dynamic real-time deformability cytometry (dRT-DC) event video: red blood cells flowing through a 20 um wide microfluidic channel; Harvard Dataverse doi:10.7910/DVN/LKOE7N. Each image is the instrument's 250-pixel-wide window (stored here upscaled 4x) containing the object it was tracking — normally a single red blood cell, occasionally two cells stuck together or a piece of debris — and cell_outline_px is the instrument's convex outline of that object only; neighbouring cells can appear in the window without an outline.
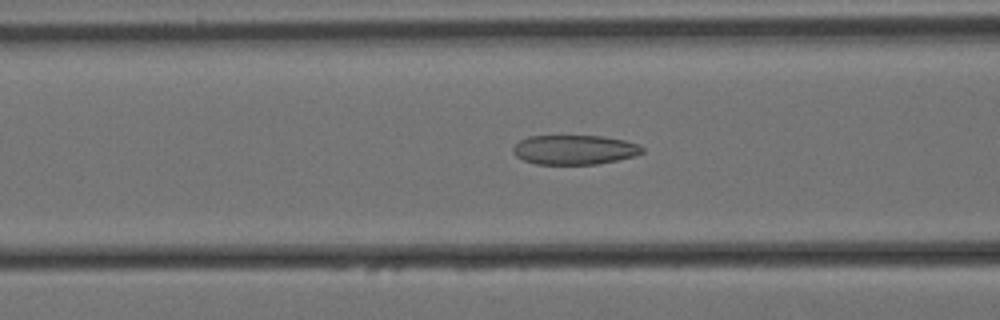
{"species": "Egyptian fruit bat (a non-hibernating species)", "species_latin": "Rousettus aegyptiacus", "temperature_condition": "cold", "stored_images_in_passage": 58, "camera_frame_rate_fps": 3000, "um_per_image_px": 0.085, "animal": {"sex": "female"}, "frame": {"image": 1, "passage_image": 22, "time_ms": 7.0, "image_size_px": [1000, 320], "cell_outline_px": [[644, 152], [636, 156], [596, 164], [536, 164], [524, 160], [516, 156], [512, 152], [512, 148], [520, 140], [528, 136], [604, 136], [624, 140], [640, 144], [644, 148]], "centroid_in_image_um": [48.85, 12.72], "position_along_channel_um": 117.7, "area_um2": 22.31}}
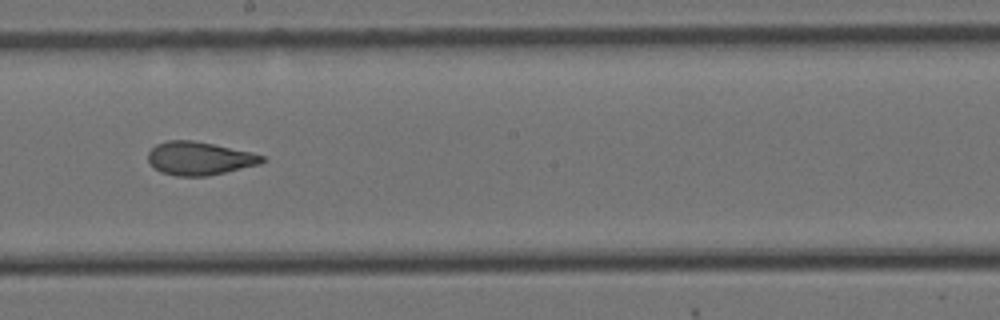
{"frame": {"image": 2, "passage_image": 32, "time_ms": 10.333, "image_size_px": [1000, 320], "cell_outline_px": [[268, 160], [260, 164], [208, 176], [176, 176], [160, 172], [148, 160], [148, 152], [156, 144], [168, 140], [192, 140], [252, 152], [264, 156]], "centroid_in_image_um": [16.97, 13.46], "position_along_channel_um": 231.2, "area_um2": 22.08}}
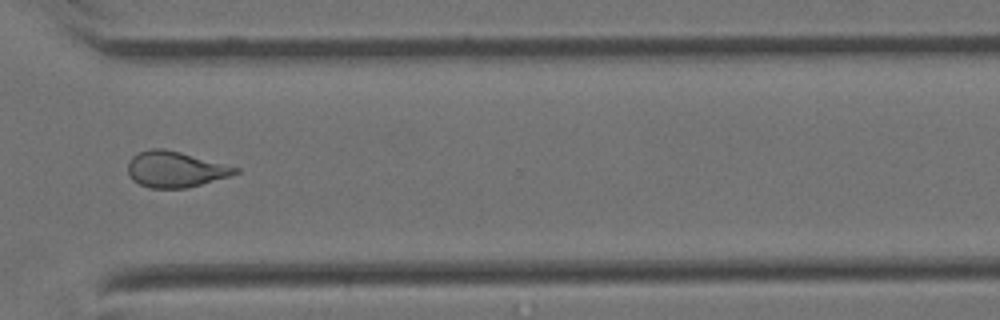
{"frame": {"image": 3, "passage_image": 43, "time_ms": 14.0, "image_size_px": [1000, 320], "cell_outline_px": [[240, 172], [228, 176], [200, 184], [184, 188], [148, 188], [132, 180], [128, 172], [128, 160], [132, 156], [140, 152], [152, 148], [164, 148], [180, 152], [240, 168]], "centroid_in_image_um": [14.86, 14.39], "position_along_channel_um": 355.7, "area_um2": 22.25}, "authors_computed_cell_mechanics": {"area_um2": 23.0044, "velocity_mm_per_s": 3.3934, "shape_relaxation_time_tau1_ms": null, "shape_relaxation_time_tau2_ms": 1.9814, "deformation_change_tau1": null, "deformation_change_tau2": 0.0938}}